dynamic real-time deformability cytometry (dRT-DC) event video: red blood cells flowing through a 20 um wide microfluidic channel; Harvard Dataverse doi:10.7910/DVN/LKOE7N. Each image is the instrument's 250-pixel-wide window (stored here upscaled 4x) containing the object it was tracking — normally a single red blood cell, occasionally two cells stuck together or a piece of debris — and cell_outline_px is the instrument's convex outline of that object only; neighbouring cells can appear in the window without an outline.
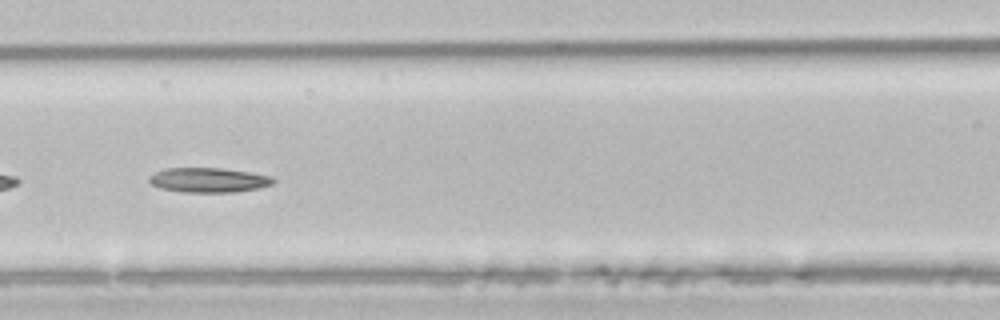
{"species": "common noctule bat (a hibernating species)", "species_latin": "Nyctalus noctula", "temperature_condition": "room temperature", "stored_images_in_passage": 51, "camera_frame_rate_fps": 3000, "um_per_image_px": 0.085, "animal": {"sex": "male", "body_mass_g": 21.5, "forearm_length_mm": 52.0}, "frame": {"image": 1, "passage_image": 22, "time_ms": 7.0, "image_size_px": [1000, 320], "cell_outline_px": [[276, 180], [272, 184], [256, 188], [236, 192], [180, 192], [160, 188], [152, 184], [148, 180], [148, 176], [164, 168], [224, 168], [272, 176]], "centroid_in_image_um": [17.7, 15.3], "position_along_channel_um": 148.9, "area_um2": 17.86}, "authors_computed_cell_mechanics": {"area_um2": 20.4612, "velocity_mm_per_s": 3.8992, "shape_relaxation_time_tau1_ms": 9.6704, "shape_relaxation_time_tau2_ms": 3.0787, "deformation_change_tau1": 0.2215, "deformation_change_tau2": 0.121}}